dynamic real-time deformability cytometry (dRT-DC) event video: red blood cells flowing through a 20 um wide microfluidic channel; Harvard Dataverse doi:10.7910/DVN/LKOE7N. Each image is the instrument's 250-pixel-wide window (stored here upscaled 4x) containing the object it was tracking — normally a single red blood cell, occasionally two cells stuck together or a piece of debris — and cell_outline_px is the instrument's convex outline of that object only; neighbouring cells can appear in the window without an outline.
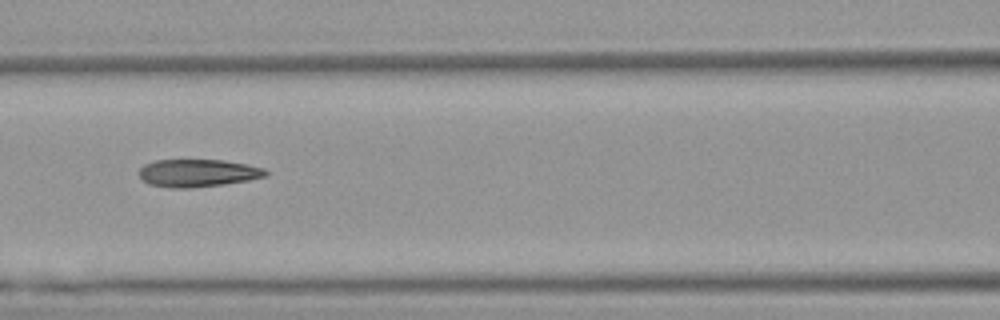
{"species": "Egyptian fruit bat (a non-hibernating species)", "species_latin": "Rousettus aegyptiacus", "temperature_condition": "warm", "stored_images_in_passage": 10, "camera_frame_rate_fps": 3000, "um_per_image_px": 0.085, "animal": {"sex": "female"}, "frame": {"image": 1, "passage_image": 7, "time_ms": 2.0, "image_size_px": [1000, 320], "cell_outline_px": [[268, 176], [248, 180], [224, 184], [188, 188], [168, 188], [148, 184], [140, 176], [140, 168], [144, 164], [156, 160], [224, 160], [264, 168], [268, 172]], "centroid_in_image_um": [16.81, 14.71], "position_along_channel_um": 149.8, "area_um2": 20.35}}
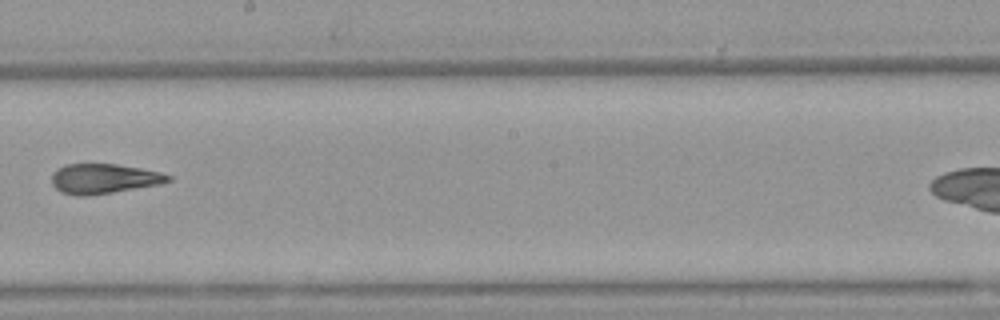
{"frame": {"image": 2, "passage_image": 9, "time_ms": 2.667, "image_size_px": [1000, 320], "cell_outline_px": [[172, 180], [160, 184], [88, 196], [76, 196], [60, 192], [52, 184], [52, 172], [56, 168], [68, 164], [116, 164], [140, 168], [160, 172], [172, 176]], "centroid_in_image_um": [8.8, 15.19], "position_along_channel_um": 239.4, "area_um2": 20.29}}